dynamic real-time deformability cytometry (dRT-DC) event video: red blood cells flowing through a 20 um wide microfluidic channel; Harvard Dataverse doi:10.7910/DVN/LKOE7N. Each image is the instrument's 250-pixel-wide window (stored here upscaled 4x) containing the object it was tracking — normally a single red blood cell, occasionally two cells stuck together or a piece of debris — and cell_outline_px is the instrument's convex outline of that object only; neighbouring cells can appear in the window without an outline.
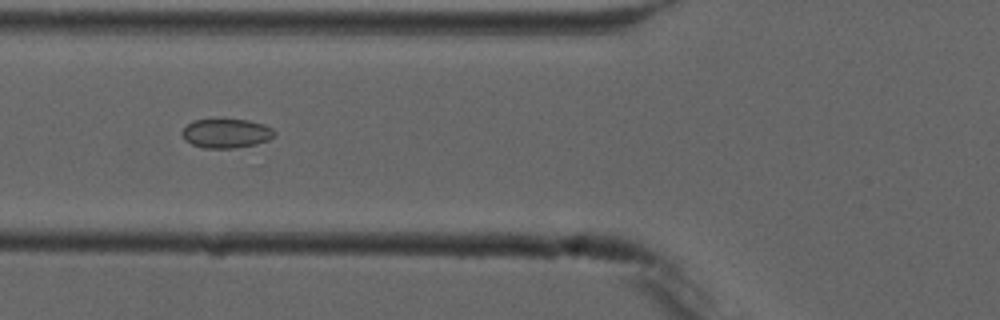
{"species": "common noctule bat (a hibernating species)", "species_latin": "Nyctalus noctula", "temperature_condition": "cold", "stored_images_in_passage": 5, "camera_frame_rate_fps": 3000, "um_per_image_px": 0.085, "animal": {"sex": "male", "forearm_length_mm": 52.5}, "frame": {"image": 1, "passage_image": 4, "time_ms": 3.333, "image_size_px": [1000, 320], "cell_outline_px": [[276, 136], [268, 140], [256, 144], [236, 148], [204, 148], [192, 144], [184, 140], [180, 132], [192, 120], [212, 116], [248, 120], [264, 124], [272, 128], [276, 132]], "centroid_in_image_um": [19.2, 11.28], "position_along_channel_um": 106.6, "area_um2": 16.59}}
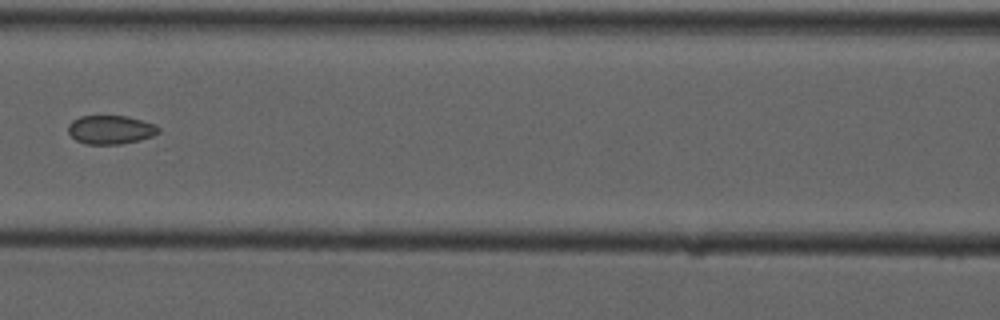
{"frame": {"image": 2, "passage_image": 5, "time_ms": 4.667, "image_size_px": [1000, 320], "cell_outline_px": [[160, 132], [152, 136], [140, 140], [120, 144], [84, 144], [76, 140], [68, 132], [68, 124], [72, 120], [80, 116], [128, 116], [156, 124], [160, 128]], "centroid_in_image_um": [9.41, 11.02], "position_along_channel_um": 157.2, "area_um2": 15.26}}